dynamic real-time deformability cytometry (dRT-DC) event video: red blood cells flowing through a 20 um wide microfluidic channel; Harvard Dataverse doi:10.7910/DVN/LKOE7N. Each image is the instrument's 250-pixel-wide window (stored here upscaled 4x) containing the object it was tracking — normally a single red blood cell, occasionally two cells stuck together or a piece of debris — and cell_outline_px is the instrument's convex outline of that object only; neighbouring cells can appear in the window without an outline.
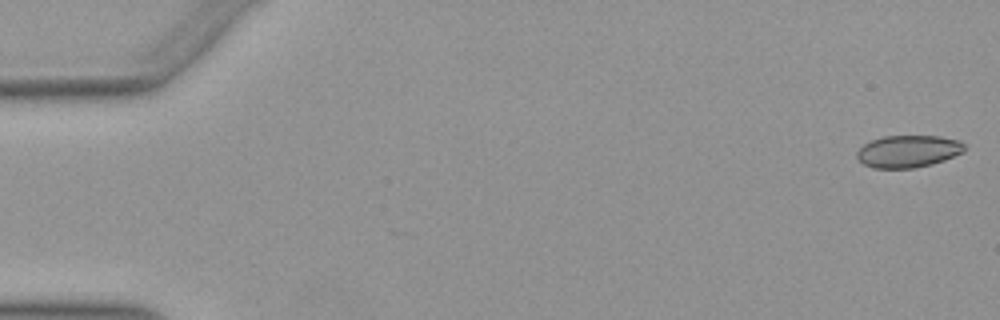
{"species": "Egyptian fruit bat (a non-hibernating species)", "species_latin": "Rousettus aegyptiacus", "temperature_condition": "warm", "stored_images_in_passage": 52, "camera_frame_rate_fps": 3000, "um_per_image_px": 0.085, "animal": {"sex": "female"}, "frame": {"image": 1, "passage_image": 1, "time_ms": 0.0, "image_size_px": [1000, 320], "cell_outline_px": [[964, 152], [944, 160], [932, 164], [912, 168], [872, 168], [864, 164], [856, 156], [856, 152], [864, 144], [872, 140], [884, 136], [940, 136], [960, 140], [964, 144]], "centroid_in_image_um": [77.2, 12.86], "position_along_channel_um": 7.8, "area_um2": 20.17}}
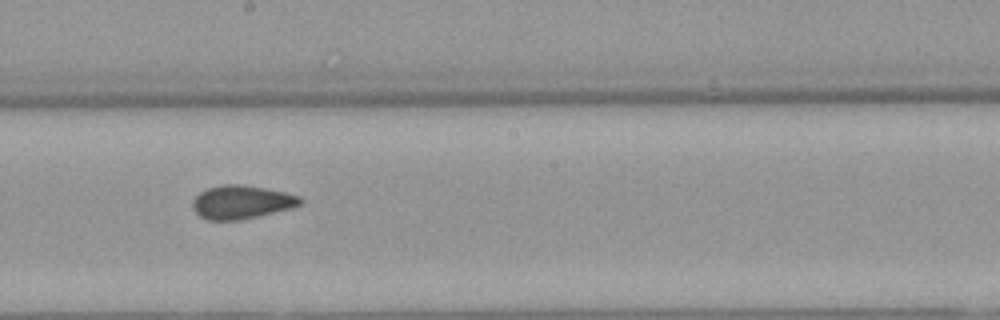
{"frame": {"image": 2, "passage_image": 29, "time_ms": 9.333, "image_size_px": [1000, 320], "cell_outline_px": [[304, 200], [300, 204], [292, 208], [256, 216], [236, 220], [204, 220], [192, 208], [192, 200], [200, 192], [208, 188], [224, 184], [240, 184], [264, 188], [284, 192], [300, 196]], "centroid_in_image_um": [20.51, 17.17], "position_along_channel_um": 227.7, "area_um2": 20.87}}
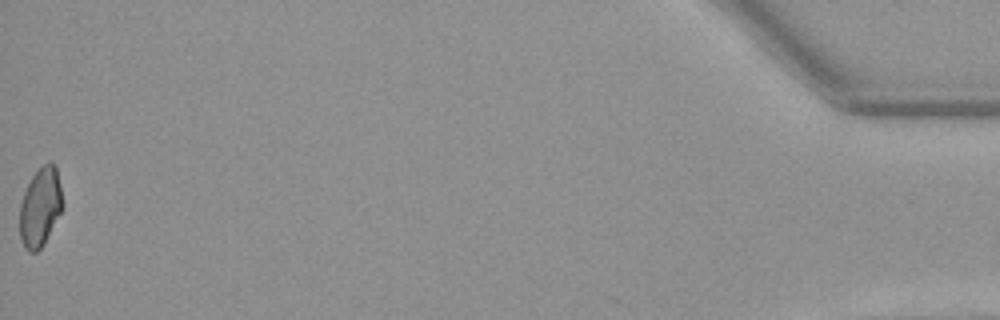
{"frame": {"image": 3, "passage_image": 52, "time_ms": 17.0, "image_size_px": [1000, 320], "cell_outline_px": [[64, 204], [44, 244], [36, 252], [28, 252], [24, 248], [20, 240], [20, 204], [24, 192], [32, 176], [44, 164], [56, 164]], "centroid_in_image_um": [3.42, 17.63], "position_along_channel_um": 431.8, "area_um2": 19.59}, "authors_computed_cell_mechanics": {"area_um2": 20.5768, "velocity_mm_per_s": 3.9537, "shape_relaxation_time_tau1_ms": null, "shape_relaxation_time_tau2_ms": 1.9894, "deformation_change_tau1": null, "deformation_change_tau2": 0.0579}}